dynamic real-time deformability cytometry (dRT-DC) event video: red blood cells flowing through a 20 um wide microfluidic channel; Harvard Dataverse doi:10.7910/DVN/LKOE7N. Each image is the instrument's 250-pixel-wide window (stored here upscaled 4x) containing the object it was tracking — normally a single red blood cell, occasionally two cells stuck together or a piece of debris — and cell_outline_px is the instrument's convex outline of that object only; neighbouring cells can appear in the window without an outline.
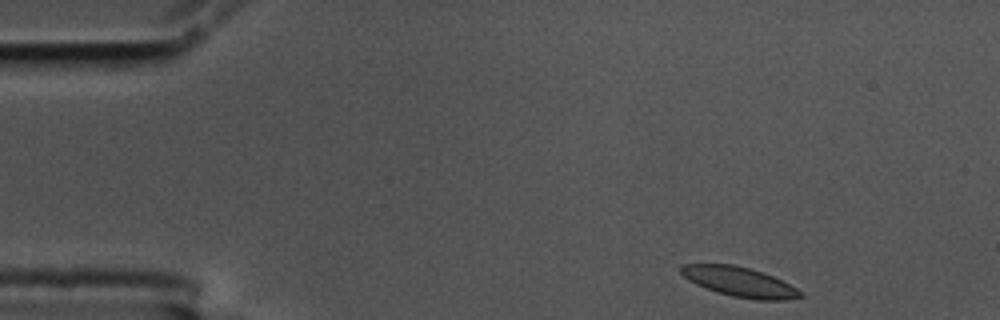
{"species": "common noctule bat (a hibernating species)", "species_latin": "Nyctalus noctula", "temperature_condition": "cold", "stored_images_in_passage": 51, "camera_frame_rate_fps": 3000, "um_per_image_px": 0.085, "animal": {"sex": "male", "body_mass_g": 17.5, "forearm_length_mm": 52.3}, "frame": {"image": 1, "passage_image": 1, "time_ms": 0.0, "image_size_px": [1000, 320], "cell_outline_px": [[804, 296], [784, 300], [756, 300], [732, 296], [696, 284], [688, 280], [680, 272], [680, 264], [732, 264], [748, 268], [772, 276], [796, 288]], "centroid_in_image_um": [62.83, 23.95], "position_along_channel_um": 22.2, "area_um2": 20.23}}
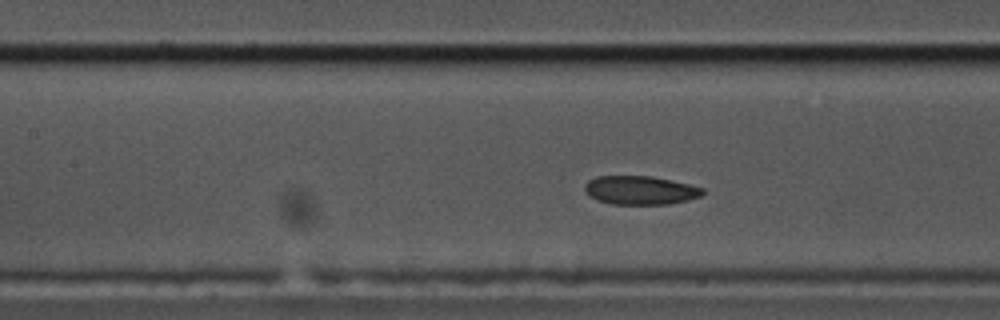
{"frame": {"image": 2, "passage_image": 19, "time_ms": 6.0, "image_size_px": [1000, 320], "cell_outline_px": [[704, 192], [700, 196], [688, 200], [668, 204], [612, 204], [596, 200], [588, 196], [584, 192], [584, 184], [588, 180], [596, 176], [652, 176], [688, 184], [704, 188]], "centroid_in_image_um": [54.37, 16.17], "position_along_channel_um": 153.0, "area_um2": 19.83}}
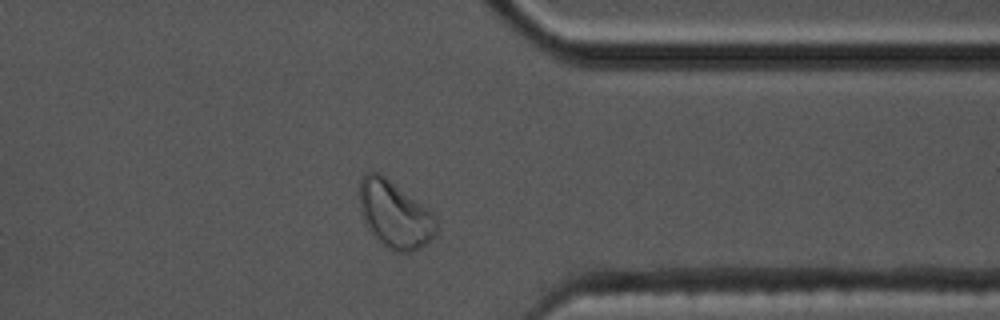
{"frame": {"image": 3, "passage_image": 39, "time_ms": 12.667, "image_size_px": [1000, 320], "cell_outline_px": [[436, 236], [420, 248], [408, 252], [392, 252], [364, 224], [360, 208], [360, 176], [368, 172], [376, 172], [384, 176], [432, 212], [436, 216]], "centroid_in_image_um": [33.55, 18.25], "position_along_channel_um": 377.8, "area_um2": 29.65}, "authors_computed_cell_mechanics": {"area_um2": 20.9814, "velocity_mm_per_s": 3.4786, "shape_relaxation_time_tau1_ms": 3.0712, "shape_relaxation_time_tau2_ms": 3.4416, "deformation_change_tau1": 0.111, "deformation_change_tau2": 0.084}}